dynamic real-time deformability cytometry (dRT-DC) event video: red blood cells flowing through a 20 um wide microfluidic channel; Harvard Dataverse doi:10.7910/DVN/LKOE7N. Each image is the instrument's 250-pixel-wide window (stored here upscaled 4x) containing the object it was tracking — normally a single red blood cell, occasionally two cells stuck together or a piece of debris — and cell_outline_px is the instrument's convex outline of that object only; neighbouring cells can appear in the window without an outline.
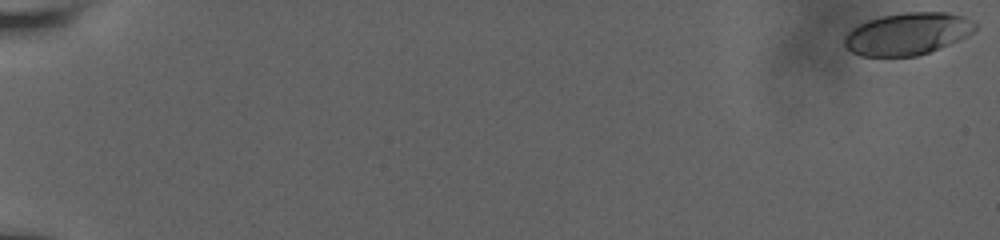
{"species": "human", "species_latin": "Homo sapiens", "temperature_condition": "room temperature", "stored_images_in_passage": 59, "camera_frame_rate_fps": 3000, "um_per_image_px": 0.085, "donor": {"sex": "male"}, "frame": {"image": 1, "passage_image": 1, "time_ms": 0.0, "image_size_px": [1000, 240], "cell_outline_px": [[976, 28], [968, 36], [960, 40], [940, 48], [916, 56], [860, 56], [852, 52], [844, 44], [844, 36], [852, 28], [868, 20], [880, 16], [904, 12], [948, 12], [964, 16], [976, 24]], "centroid_in_image_um": [77.14, 2.87], "position_along_channel_um": 7.9, "area_um2": 32.19}}
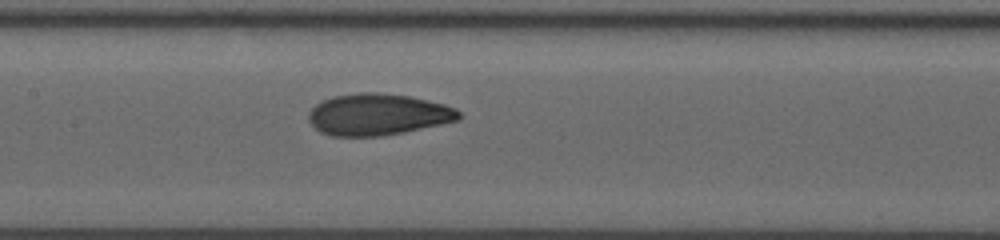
{"frame": {"image": 2, "passage_image": 32, "time_ms": 10.333, "image_size_px": [1000, 240], "cell_outline_px": [[460, 120], [404, 132], [384, 136], [332, 136], [320, 132], [308, 120], [308, 112], [316, 104], [332, 96], [360, 92], [376, 92], [408, 96], [444, 104], [456, 108], [460, 112]], "centroid_in_image_um": [32.11, 9.73], "position_along_channel_um": 175.3, "area_um2": 36.41}}
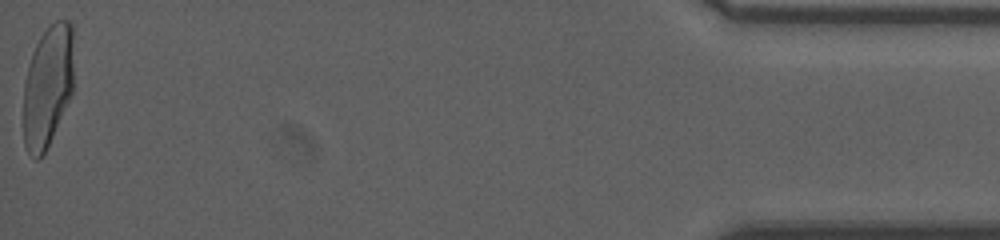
{"frame": {"image": 3, "passage_image": 59, "time_ms": 19.333, "image_size_px": [1000, 240], "cell_outline_px": [[72, 92], [52, 136], [44, 152], [36, 160], [28, 152], [24, 144], [24, 84], [28, 64], [32, 52], [40, 36], [56, 20], [68, 20], [72, 24]], "centroid_in_image_um": [4.04, 7.3], "position_along_channel_um": 431.2, "area_um2": 35.14}, "authors_computed_cell_mechanics": {"area_um2": 35.3736, "velocity_mm_per_s": 3.7974, "shape_relaxation_time_tau1_ms": 6.5793, "shape_relaxation_time_tau2_ms": 0.9224, "deformation_change_tau1": 0.2226, "deformation_change_tau2": 0.0645}}